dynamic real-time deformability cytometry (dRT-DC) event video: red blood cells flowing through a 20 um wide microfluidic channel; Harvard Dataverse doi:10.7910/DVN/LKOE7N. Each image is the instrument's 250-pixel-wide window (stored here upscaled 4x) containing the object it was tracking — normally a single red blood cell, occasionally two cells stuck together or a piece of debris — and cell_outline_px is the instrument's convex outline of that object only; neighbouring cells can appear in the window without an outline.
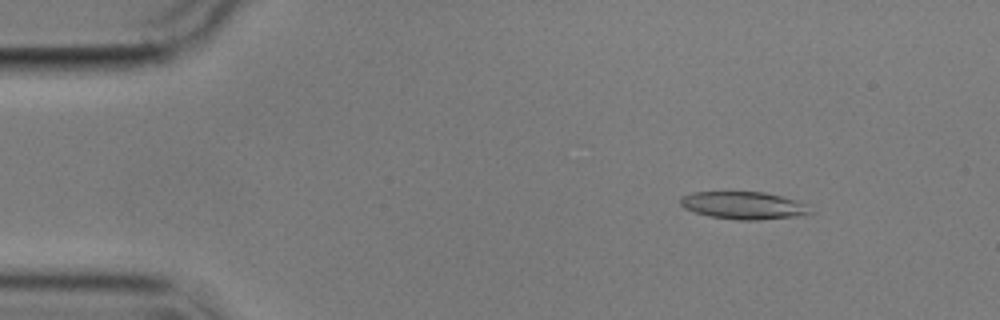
{"species": "common noctule bat (a hibernating species)", "species_latin": "Nyctalus noctula", "temperature_condition": "cold", "stored_images_in_passage": 4, "camera_frame_rate_fps": 3000, "um_per_image_px": 0.085, "animal": {"sex": "male", "body_mass_g": 17.9}, "frame": {"image": 1, "passage_image": 2, "time_ms": 1.333, "image_size_px": [1000, 320], "cell_outline_px": [[816, 212], [796, 216], [760, 220], [736, 220], [708, 216], [684, 208], [680, 204], [680, 196], [692, 192], [764, 192], [796, 200], [808, 204]], "centroid_in_image_um": [63.23, 17.46], "position_along_channel_um": 21.8, "area_um2": 21.04}}